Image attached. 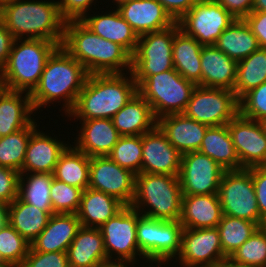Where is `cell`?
<instances>
[{
    "label": "cell",
    "mask_w": 266,
    "mask_h": 267,
    "mask_svg": "<svg viewBox=\"0 0 266 267\" xmlns=\"http://www.w3.org/2000/svg\"><path fill=\"white\" fill-rule=\"evenodd\" d=\"M3 89H4V84H3L1 77H0V93Z\"/></svg>",
    "instance_id": "be15d7a7"
},
{
    "label": "cell",
    "mask_w": 266,
    "mask_h": 267,
    "mask_svg": "<svg viewBox=\"0 0 266 267\" xmlns=\"http://www.w3.org/2000/svg\"><path fill=\"white\" fill-rule=\"evenodd\" d=\"M244 20L257 38L260 48H266V12L252 11Z\"/></svg>",
    "instance_id": "681fc988"
},
{
    "label": "cell",
    "mask_w": 266,
    "mask_h": 267,
    "mask_svg": "<svg viewBox=\"0 0 266 267\" xmlns=\"http://www.w3.org/2000/svg\"><path fill=\"white\" fill-rule=\"evenodd\" d=\"M137 93L131 72L88 75L73 109L67 114L74 121L112 119Z\"/></svg>",
    "instance_id": "3957f363"
},
{
    "label": "cell",
    "mask_w": 266,
    "mask_h": 267,
    "mask_svg": "<svg viewBox=\"0 0 266 267\" xmlns=\"http://www.w3.org/2000/svg\"><path fill=\"white\" fill-rule=\"evenodd\" d=\"M183 226L179 220L166 221L141 215L136 225L137 245L148 265H161L177 258Z\"/></svg>",
    "instance_id": "9c48e42d"
},
{
    "label": "cell",
    "mask_w": 266,
    "mask_h": 267,
    "mask_svg": "<svg viewBox=\"0 0 266 267\" xmlns=\"http://www.w3.org/2000/svg\"><path fill=\"white\" fill-rule=\"evenodd\" d=\"M88 75L85 67L59 46L48 58L38 85L30 93L35 114L54 102L55 106L62 102L61 110L67 117Z\"/></svg>",
    "instance_id": "6da1fadb"
},
{
    "label": "cell",
    "mask_w": 266,
    "mask_h": 267,
    "mask_svg": "<svg viewBox=\"0 0 266 267\" xmlns=\"http://www.w3.org/2000/svg\"><path fill=\"white\" fill-rule=\"evenodd\" d=\"M224 169L199 151L181 155L179 181L183 195L218 194Z\"/></svg>",
    "instance_id": "9a60e30c"
},
{
    "label": "cell",
    "mask_w": 266,
    "mask_h": 267,
    "mask_svg": "<svg viewBox=\"0 0 266 267\" xmlns=\"http://www.w3.org/2000/svg\"><path fill=\"white\" fill-rule=\"evenodd\" d=\"M31 115L35 117L30 93L12 91L5 88L1 91L0 137L7 136L29 126L36 120V118Z\"/></svg>",
    "instance_id": "484cf974"
},
{
    "label": "cell",
    "mask_w": 266,
    "mask_h": 267,
    "mask_svg": "<svg viewBox=\"0 0 266 267\" xmlns=\"http://www.w3.org/2000/svg\"><path fill=\"white\" fill-rule=\"evenodd\" d=\"M171 265H173L174 267H176V265L174 264V261H173V264H171ZM178 265H179V267H196V266H186V265H182V264H178L177 263V267H178Z\"/></svg>",
    "instance_id": "94428289"
},
{
    "label": "cell",
    "mask_w": 266,
    "mask_h": 267,
    "mask_svg": "<svg viewBox=\"0 0 266 267\" xmlns=\"http://www.w3.org/2000/svg\"><path fill=\"white\" fill-rule=\"evenodd\" d=\"M252 11L266 12V0H253Z\"/></svg>",
    "instance_id": "db71d44e"
},
{
    "label": "cell",
    "mask_w": 266,
    "mask_h": 267,
    "mask_svg": "<svg viewBox=\"0 0 266 267\" xmlns=\"http://www.w3.org/2000/svg\"><path fill=\"white\" fill-rule=\"evenodd\" d=\"M6 221L30 244L37 238L54 213H47L17 197L5 207Z\"/></svg>",
    "instance_id": "4dcf8cb0"
},
{
    "label": "cell",
    "mask_w": 266,
    "mask_h": 267,
    "mask_svg": "<svg viewBox=\"0 0 266 267\" xmlns=\"http://www.w3.org/2000/svg\"><path fill=\"white\" fill-rule=\"evenodd\" d=\"M14 41L15 37L0 20V71L8 60Z\"/></svg>",
    "instance_id": "f5cc1de1"
},
{
    "label": "cell",
    "mask_w": 266,
    "mask_h": 267,
    "mask_svg": "<svg viewBox=\"0 0 266 267\" xmlns=\"http://www.w3.org/2000/svg\"><path fill=\"white\" fill-rule=\"evenodd\" d=\"M0 267H10V266H8V265H0Z\"/></svg>",
    "instance_id": "003e7915"
},
{
    "label": "cell",
    "mask_w": 266,
    "mask_h": 267,
    "mask_svg": "<svg viewBox=\"0 0 266 267\" xmlns=\"http://www.w3.org/2000/svg\"><path fill=\"white\" fill-rule=\"evenodd\" d=\"M61 46L89 75L131 72V55L119 44L93 33L80 20L65 22Z\"/></svg>",
    "instance_id": "7a4b0ae2"
},
{
    "label": "cell",
    "mask_w": 266,
    "mask_h": 267,
    "mask_svg": "<svg viewBox=\"0 0 266 267\" xmlns=\"http://www.w3.org/2000/svg\"><path fill=\"white\" fill-rule=\"evenodd\" d=\"M109 1V0H108ZM112 1V3L113 4H111V5H116V7L114 6V7H112L113 9L114 8H118L119 6H121L122 4H124V3H127V2H130L131 0H111ZM116 3V4H115Z\"/></svg>",
    "instance_id": "9f6ffc18"
},
{
    "label": "cell",
    "mask_w": 266,
    "mask_h": 267,
    "mask_svg": "<svg viewBox=\"0 0 266 267\" xmlns=\"http://www.w3.org/2000/svg\"><path fill=\"white\" fill-rule=\"evenodd\" d=\"M0 20L15 39H43L62 44L66 21L60 14L58 1H5Z\"/></svg>",
    "instance_id": "277c9868"
},
{
    "label": "cell",
    "mask_w": 266,
    "mask_h": 267,
    "mask_svg": "<svg viewBox=\"0 0 266 267\" xmlns=\"http://www.w3.org/2000/svg\"><path fill=\"white\" fill-rule=\"evenodd\" d=\"M6 222V210L3 205L0 204V228Z\"/></svg>",
    "instance_id": "11a10c76"
},
{
    "label": "cell",
    "mask_w": 266,
    "mask_h": 267,
    "mask_svg": "<svg viewBox=\"0 0 266 267\" xmlns=\"http://www.w3.org/2000/svg\"><path fill=\"white\" fill-rule=\"evenodd\" d=\"M20 172L0 166V204L6 207L18 197Z\"/></svg>",
    "instance_id": "bcb514c9"
},
{
    "label": "cell",
    "mask_w": 266,
    "mask_h": 267,
    "mask_svg": "<svg viewBox=\"0 0 266 267\" xmlns=\"http://www.w3.org/2000/svg\"><path fill=\"white\" fill-rule=\"evenodd\" d=\"M266 82V48H259L237 62L233 92L240 100L250 90Z\"/></svg>",
    "instance_id": "d590c367"
},
{
    "label": "cell",
    "mask_w": 266,
    "mask_h": 267,
    "mask_svg": "<svg viewBox=\"0 0 266 267\" xmlns=\"http://www.w3.org/2000/svg\"><path fill=\"white\" fill-rule=\"evenodd\" d=\"M201 45L179 29L173 39L174 69L185 79L202 86Z\"/></svg>",
    "instance_id": "1f68e13d"
},
{
    "label": "cell",
    "mask_w": 266,
    "mask_h": 267,
    "mask_svg": "<svg viewBox=\"0 0 266 267\" xmlns=\"http://www.w3.org/2000/svg\"><path fill=\"white\" fill-rule=\"evenodd\" d=\"M142 135L120 136L108 157L120 167L142 173Z\"/></svg>",
    "instance_id": "b9f144b4"
},
{
    "label": "cell",
    "mask_w": 266,
    "mask_h": 267,
    "mask_svg": "<svg viewBox=\"0 0 266 267\" xmlns=\"http://www.w3.org/2000/svg\"><path fill=\"white\" fill-rule=\"evenodd\" d=\"M228 261L241 267H266V225L259 227Z\"/></svg>",
    "instance_id": "ab89813d"
},
{
    "label": "cell",
    "mask_w": 266,
    "mask_h": 267,
    "mask_svg": "<svg viewBox=\"0 0 266 267\" xmlns=\"http://www.w3.org/2000/svg\"><path fill=\"white\" fill-rule=\"evenodd\" d=\"M228 257L223 253L220 233L217 227L188 229L183 228L181 249L174 260L186 266L215 267Z\"/></svg>",
    "instance_id": "5bb4252c"
},
{
    "label": "cell",
    "mask_w": 266,
    "mask_h": 267,
    "mask_svg": "<svg viewBox=\"0 0 266 267\" xmlns=\"http://www.w3.org/2000/svg\"><path fill=\"white\" fill-rule=\"evenodd\" d=\"M48 134V135H47ZM40 131L38 127L30 136L22 173H52L59 156L70 144L56 135Z\"/></svg>",
    "instance_id": "d6986e66"
},
{
    "label": "cell",
    "mask_w": 266,
    "mask_h": 267,
    "mask_svg": "<svg viewBox=\"0 0 266 267\" xmlns=\"http://www.w3.org/2000/svg\"><path fill=\"white\" fill-rule=\"evenodd\" d=\"M134 80L137 83V92L151 105L156 119L184 113L197 86L182 77L175 69Z\"/></svg>",
    "instance_id": "52a82bcc"
},
{
    "label": "cell",
    "mask_w": 266,
    "mask_h": 267,
    "mask_svg": "<svg viewBox=\"0 0 266 267\" xmlns=\"http://www.w3.org/2000/svg\"><path fill=\"white\" fill-rule=\"evenodd\" d=\"M261 219L266 223V166L250 168Z\"/></svg>",
    "instance_id": "c3c4849f"
},
{
    "label": "cell",
    "mask_w": 266,
    "mask_h": 267,
    "mask_svg": "<svg viewBox=\"0 0 266 267\" xmlns=\"http://www.w3.org/2000/svg\"><path fill=\"white\" fill-rule=\"evenodd\" d=\"M142 173L179 176L181 154L156 126L142 135Z\"/></svg>",
    "instance_id": "ac0fdd59"
},
{
    "label": "cell",
    "mask_w": 266,
    "mask_h": 267,
    "mask_svg": "<svg viewBox=\"0 0 266 267\" xmlns=\"http://www.w3.org/2000/svg\"><path fill=\"white\" fill-rule=\"evenodd\" d=\"M95 1L98 0H58L59 11L65 21L81 20L85 15L91 14Z\"/></svg>",
    "instance_id": "7dc6e473"
},
{
    "label": "cell",
    "mask_w": 266,
    "mask_h": 267,
    "mask_svg": "<svg viewBox=\"0 0 266 267\" xmlns=\"http://www.w3.org/2000/svg\"><path fill=\"white\" fill-rule=\"evenodd\" d=\"M80 227L77 214L54 213L30 246L37 252H67Z\"/></svg>",
    "instance_id": "d4e9b609"
},
{
    "label": "cell",
    "mask_w": 266,
    "mask_h": 267,
    "mask_svg": "<svg viewBox=\"0 0 266 267\" xmlns=\"http://www.w3.org/2000/svg\"><path fill=\"white\" fill-rule=\"evenodd\" d=\"M166 12L177 22L198 0H158Z\"/></svg>",
    "instance_id": "816d5d0a"
},
{
    "label": "cell",
    "mask_w": 266,
    "mask_h": 267,
    "mask_svg": "<svg viewBox=\"0 0 266 267\" xmlns=\"http://www.w3.org/2000/svg\"><path fill=\"white\" fill-rule=\"evenodd\" d=\"M79 124L72 144L89 157L108 156L120 138L112 119L80 120Z\"/></svg>",
    "instance_id": "44dd1931"
},
{
    "label": "cell",
    "mask_w": 266,
    "mask_h": 267,
    "mask_svg": "<svg viewBox=\"0 0 266 267\" xmlns=\"http://www.w3.org/2000/svg\"><path fill=\"white\" fill-rule=\"evenodd\" d=\"M90 157L71 143L59 156L53 176L68 185L87 189L89 185Z\"/></svg>",
    "instance_id": "e575fe53"
},
{
    "label": "cell",
    "mask_w": 266,
    "mask_h": 267,
    "mask_svg": "<svg viewBox=\"0 0 266 267\" xmlns=\"http://www.w3.org/2000/svg\"><path fill=\"white\" fill-rule=\"evenodd\" d=\"M182 198L179 176L139 173L131 207L149 218L176 221L181 217Z\"/></svg>",
    "instance_id": "8992f818"
},
{
    "label": "cell",
    "mask_w": 266,
    "mask_h": 267,
    "mask_svg": "<svg viewBox=\"0 0 266 267\" xmlns=\"http://www.w3.org/2000/svg\"><path fill=\"white\" fill-rule=\"evenodd\" d=\"M227 126L241 167L266 166V135L262 124L238 113Z\"/></svg>",
    "instance_id": "e0dca14e"
},
{
    "label": "cell",
    "mask_w": 266,
    "mask_h": 267,
    "mask_svg": "<svg viewBox=\"0 0 266 267\" xmlns=\"http://www.w3.org/2000/svg\"><path fill=\"white\" fill-rule=\"evenodd\" d=\"M215 46L236 62L260 48L257 38L244 19H236L225 29Z\"/></svg>",
    "instance_id": "836d02e7"
},
{
    "label": "cell",
    "mask_w": 266,
    "mask_h": 267,
    "mask_svg": "<svg viewBox=\"0 0 266 267\" xmlns=\"http://www.w3.org/2000/svg\"><path fill=\"white\" fill-rule=\"evenodd\" d=\"M157 126L181 155L191 151H199L209 127L187 117L184 113L160 117L157 119Z\"/></svg>",
    "instance_id": "7402d4cb"
},
{
    "label": "cell",
    "mask_w": 266,
    "mask_h": 267,
    "mask_svg": "<svg viewBox=\"0 0 266 267\" xmlns=\"http://www.w3.org/2000/svg\"><path fill=\"white\" fill-rule=\"evenodd\" d=\"M53 178L52 173H20L18 197L27 204L53 213L50 198Z\"/></svg>",
    "instance_id": "8d00e7d4"
},
{
    "label": "cell",
    "mask_w": 266,
    "mask_h": 267,
    "mask_svg": "<svg viewBox=\"0 0 266 267\" xmlns=\"http://www.w3.org/2000/svg\"><path fill=\"white\" fill-rule=\"evenodd\" d=\"M141 215L131 206H125L99 227L103 236L107 260L110 264L130 265V267L137 265L139 267V263H141V267L148 266L137 245L136 225ZM138 258L142 262H138L141 261Z\"/></svg>",
    "instance_id": "ba28073f"
},
{
    "label": "cell",
    "mask_w": 266,
    "mask_h": 267,
    "mask_svg": "<svg viewBox=\"0 0 266 267\" xmlns=\"http://www.w3.org/2000/svg\"><path fill=\"white\" fill-rule=\"evenodd\" d=\"M215 267H241V266L234 265L231 262H229L228 260H226L225 262L220 263V264L216 265Z\"/></svg>",
    "instance_id": "6f0895ef"
},
{
    "label": "cell",
    "mask_w": 266,
    "mask_h": 267,
    "mask_svg": "<svg viewBox=\"0 0 266 267\" xmlns=\"http://www.w3.org/2000/svg\"><path fill=\"white\" fill-rule=\"evenodd\" d=\"M1 9H2V2L0 1V15H1Z\"/></svg>",
    "instance_id": "03108f58"
},
{
    "label": "cell",
    "mask_w": 266,
    "mask_h": 267,
    "mask_svg": "<svg viewBox=\"0 0 266 267\" xmlns=\"http://www.w3.org/2000/svg\"><path fill=\"white\" fill-rule=\"evenodd\" d=\"M59 46L43 39H15L0 71L4 88L31 93L39 83L48 58Z\"/></svg>",
    "instance_id": "5b68a950"
},
{
    "label": "cell",
    "mask_w": 266,
    "mask_h": 267,
    "mask_svg": "<svg viewBox=\"0 0 266 267\" xmlns=\"http://www.w3.org/2000/svg\"><path fill=\"white\" fill-rule=\"evenodd\" d=\"M34 120L29 126L0 137V166L22 173L24 158L31 134L40 126Z\"/></svg>",
    "instance_id": "74e56055"
},
{
    "label": "cell",
    "mask_w": 266,
    "mask_h": 267,
    "mask_svg": "<svg viewBox=\"0 0 266 267\" xmlns=\"http://www.w3.org/2000/svg\"><path fill=\"white\" fill-rule=\"evenodd\" d=\"M169 263L171 264L172 261H168V262L162 263L161 265H148V267H155V266L156 267H162L163 265H164L163 267H166L165 265H167V264H168L167 267H169V266H171ZM145 267H147V266H145Z\"/></svg>",
    "instance_id": "680465c9"
},
{
    "label": "cell",
    "mask_w": 266,
    "mask_h": 267,
    "mask_svg": "<svg viewBox=\"0 0 266 267\" xmlns=\"http://www.w3.org/2000/svg\"><path fill=\"white\" fill-rule=\"evenodd\" d=\"M21 267H69L67 252H37L30 246Z\"/></svg>",
    "instance_id": "f6af8a7d"
},
{
    "label": "cell",
    "mask_w": 266,
    "mask_h": 267,
    "mask_svg": "<svg viewBox=\"0 0 266 267\" xmlns=\"http://www.w3.org/2000/svg\"><path fill=\"white\" fill-rule=\"evenodd\" d=\"M124 207L115 197L88 187L83 190L77 216L81 226L99 228Z\"/></svg>",
    "instance_id": "f546056e"
},
{
    "label": "cell",
    "mask_w": 266,
    "mask_h": 267,
    "mask_svg": "<svg viewBox=\"0 0 266 267\" xmlns=\"http://www.w3.org/2000/svg\"><path fill=\"white\" fill-rule=\"evenodd\" d=\"M199 152L217 162L224 170L243 169L227 125L208 127Z\"/></svg>",
    "instance_id": "d6a6232c"
},
{
    "label": "cell",
    "mask_w": 266,
    "mask_h": 267,
    "mask_svg": "<svg viewBox=\"0 0 266 267\" xmlns=\"http://www.w3.org/2000/svg\"><path fill=\"white\" fill-rule=\"evenodd\" d=\"M260 123L262 124L265 135H266V119H263L262 121H260Z\"/></svg>",
    "instance_id": "91938a15"
},
{
    "label": "cell",
    "mask_w": 266,
    "mask_h": 267,
    "mask_svg": "<svg viewBox=\"0 0 266 267\" xmlns=\"http://www.w3.org/2000/svg\"><path fill=\"white\" fill-rule=\"evenodd\" d=\"M112 121L120 136L143 135L157 126L151 105L138 92Z\"/></svg>",
    "instance_id": "f1b7e54d"
},
{
    "label": "cell",
    "mask_w": 266,
    "mask_h": 267,
    "mask_svg": "<svg viewBox=\"0 0 266 267\" xmlns=\"http://www.w3.org/2000/svg\"><path fill=\"white\" fill-rule=\"evenodd\" d=\"M97 13L87 14L80 21L96 35L122 46L132 56L137 47L138 35L129 23L115 8L103 14Z\"/></svg>",
    "instance_id": "603a6c76"
},
{
    "label": "cell",
    "mask_w": 266,
    "mask_h": 267,
    "mask_svg": "<svg viewBox=\"0 0 266 267\" xmlns=\"http://www.w3.org/2000/svg\"><path fill=\"white\" fill-rule=\"evenodd\" d=\"M180 29L177 22L172 26L138 37L137 47L131 56L133 78H148L174 69L173 39Z\"/></svg>",
    "instance_id": "30bf717a"
},
{
    "label": "cell",
    "mask_w": 266,
    "mask_h": 267,
    "mask_svg": "<svg viewBox=\"0 0 266 267\" xmlns=\"http://www.w3.org/2000/svg\"><path fill=\"white\" fill-rule=\"evenodd\" d=\"M30 249L25 240L7 221L0 228V258L10 267H21Z\"/></svg>",
    "instance_id": "60d3db41"
},
{
    "label": "cell",
    "mask_w": 266,
    "mask_h": 267,
    "mask_svg": "<svg viewBox=\"0 0 266 267\" xmlns=\"http://www.w3.org/2000/svg\"><path fill=\"white\" fill-rule=\"evenodd\" d=\"M259 227L253 221L223 215L217 226L223 253L229 258Z\"/></svg>",
    "instance_id": "f35d334b"
},
{
    "label": "cell",
    "mask_w": 266,
    "mask_h": 267,
    "mask_svg": "<svg viewBox=\"0 0 266 267\" xmlns=\"http://www.w3.org/2000/svg\"><path fill=\"white\" fill-rule=\"evenodd\" d=\"M106 267H130V266H126V265H109V266H106Z\"/></svg>",
    "instance_id": "6125c7cd"
},
{
    "label": "cell",
    "mask_w": 266,
    "mask_h": 267,
    "mask_svg": "<svg viewBox=\"0 0 266 267\" xmlns=\"http://www.w3.org/2000/svg\"><path fill=\"white\" fill-rule=\"evenodd\" d=\"M236 19L216 0H198L177 21L180 29L201 45H215L222 32Z\"/></svg>",
    "instance_id": "4fadbf2b"
},
{
    "label": "cell",
    "mask_w": 266,
    "mask_h": 267,
    "mask_svg": "<svg viewBox=\"0 0 266 267\" xmlns=\"http://www.w3.org/2000/svg\"><path fill=\"white\" fill-rule=\"evenodd\" d=\"M116 9L138 37L175 23L158 0H131Z\"/></svg>",
    "instance_id": "ffe728a7"
},
{
    "label": "cell",
    "mask_w": 266,
    "mask_h": 267,
    "mask_svg": "<svg viewBox=\"0 0 266 267\" xmlns=\"http://www.w3.org/2000/svg\"><path fill=\"white\" fill-rule=\"evenodd\" d=\"M239 113L248 119H266V82L250 90L239 100Z\"/></svg>",
    "instance_id": "ee69618b"
},
{
    "label": "cell",
    "mask_w": 266,
    "mask_h": 267,
    "mask_svg": "<svg viewBox=\"0 0 266 267\" xmlns=\"http://www.w3.org/2000/svg\"><path fill=\"white\" fill-rule=\"evenodd\" d=\"M218 196L223 215L253 221L260 227L266 225L260 217L250 168L225 170Z\"/></svg>",
    "instance_id": "8fae6325"
},
{
    "label": "cell",
    "mask_w": 266,
    "mask_h": 267,
    "mask_svg": "<svg viewBox=\"0 0 266 267\" xmlns=\"http://www.w3.org/2000/svg\"><path fill=\"white\" fill-rule=\"evenodd\" d=\"M0 265H6L0 258Z\"/></svg>",
    "instance_id": "e7e4bbea"
},
{
    "label": "cell",
    "mask_w": 266,
    "mask_h": 267,
    "mask_svg": "<svg viewBox=\"0 0 266 267\" xmlns=\"http://www.w3.org/2000/svg\"><path fill=\"white\" fill-rule=\"evenodd\" d=\"M235 19H245L251 12L253 0H216Z\"/></svg>",
    "instance_id": "f907efd6"
},
{
    "label": "cell",
    "mask_w": 266,
    "mask_h": 267,
    "mask_svg": "<svg viewBox=\"0 0 266 267\" xmlns=\"http://www.w3.org/2000/svg\"><path fill=\"white\" fill-rule=\"evenodd\" d=\"M223 216L218 194L183 195L180 223L183 228H215Z\"/></svg>",
    "instance_id": "4316f807"
},
{
    "label": "cell",
    "mask_w": 266,
    "mask_h": 267,
    "mask_svg": "<svg viewBox=\"0 0 266 267\" xmlns=\"http://www.w3.org/2000/svg\"><path fill=\"white\" fill-rule=\"evenodd\" d=\"M239 113V100L233 91L197 85L184 114L209 127L227 125Z\"/></svg>",
    "instance_id": "7c38bea8"
},
{
    "label": "cell",
    "mask_w": 266,
    "mask_h": 267,
    "mask_svg": "<svg viewBox=\"0 0 266 267\" xmlns=\"http://www.w3.org/2000/svg\"><path fill=\"white\" fill-rule=\"evenodd\" d=\"M83 189L68 185L53 178L50 198L53 213L77 214Z\"/></svg>",
    "instance_id": "7bdbcfd3"
},
{
    "label": "cell",
    "mask_w": 266,
    "mask_h": 267,
    "mask_svg": "<svg viewBox=\"0 0 266 267\" xmlns=\"http://www.w3.org/2000/svg\"><path fill=\"white\" fill-rule=\"evenodd\" d=\"M135 177L136 174L108 156L90 157L88 187L115 197L125 206H131L133 201Z\"/></svg>",
    "instance_id": "2e32d148"
},
{
    "label": "cell",
    "mask_w": 266,
    "mask_h": 267,
    "mask_svg": "<svg viewBox=\"0 0 266 267\" xmlns=\"http://www.w3.org/2000/svg\"><path fill=\"white\" fill-rule=\"evenodd\" d=\"M69 267H106L103 236L99 228L81 226L67 250Z\"/></svg>",
    "instance_id": "cb8c5ba5"
},
{
    "label": "cell",
    "mask_w": 266,
    "mask_h": 267,
    "mask_svg": "<svg viewBox=\"0 0 266 267\" xmlns=\"http://www.w3.org/2000/svg\"><path fill=\"white\" fill-rule=\"evenodd\" d=\"M202 87L223 88L233 91L237 62L215 45L201 49Z\"/></svg>",
    "instance_id": "83f0119b"
}]
</instances>
